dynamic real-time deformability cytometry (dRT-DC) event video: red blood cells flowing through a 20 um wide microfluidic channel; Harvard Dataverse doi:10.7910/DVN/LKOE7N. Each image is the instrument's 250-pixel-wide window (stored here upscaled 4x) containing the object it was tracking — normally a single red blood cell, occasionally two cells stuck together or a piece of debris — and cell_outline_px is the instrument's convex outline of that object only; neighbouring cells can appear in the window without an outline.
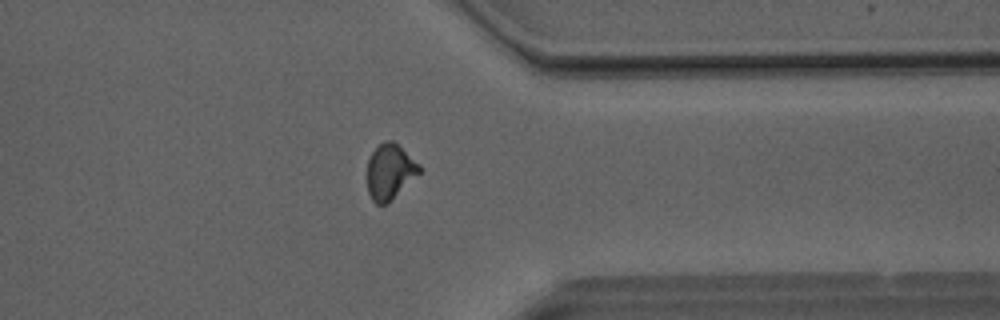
{"species": "Egyptian fruit bat (a non-hibernating species)", "species_latin": "Rousettus aegyptiacus", "temperature_condition": "room temperature", "stored_images_in_passage": 44, "camera_frame_rate_fps": 3000, "um_per_image_px": 0.085, "animal": {"sex": "male"}, "frame": {"image": 1, "passage_image": 33, "time_ms": 10.667, "image_size_px": [1000, 320], "cell_outline_px": [[420, 172], [388, 204], [376, 204], [372, 200], [368, 192], [368, 160], [372, 152], [384, 140], [392, 140], [420, 164]], "centroid_in_image_um": [33.13, 14.6], "position_along_channel_um": 378.3, "area_um2": 16.65}}
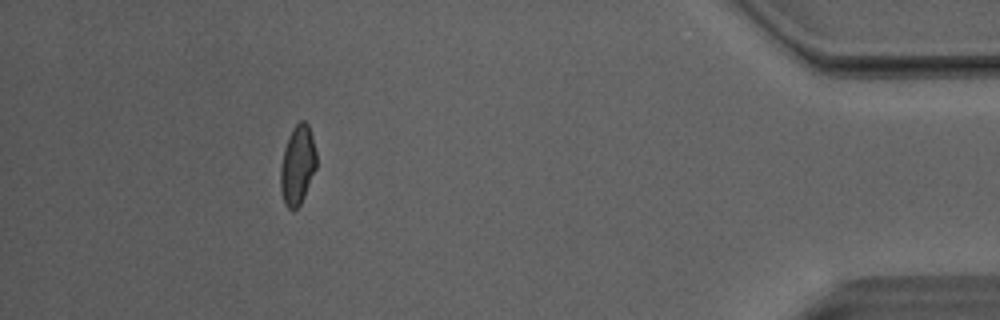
{"frame": {"image": 2, "passage_image": 39, "time_ms": 12.667, "image_size_px": [1000, 320], "cell_outline_px": [[316, 168], [304, 196], [300, 204], [292, 212], [284, 204], [280, 192], [280, 168], [284, 148], [288, 136], [292, 128], [300, 120], [304, 120], [308, 124], [312, 136], [316, 152]], "centroid_in_image_um": [25.27, 14.04], "position_along_channel_um": 409.9, "area_um2": 16.76}, "authors_computed_cell_mechanics": {"area_um2": 16.9643, "velocity_mm_per_s": 4.1068, "shape_relaxation_time_tau1_ms": 6.9882, "shape_relaxation_time_tau2_ms": 1.2156, "deformation_change_tau1": 0.1532, "deformation_change_tau2": 0.0539}}